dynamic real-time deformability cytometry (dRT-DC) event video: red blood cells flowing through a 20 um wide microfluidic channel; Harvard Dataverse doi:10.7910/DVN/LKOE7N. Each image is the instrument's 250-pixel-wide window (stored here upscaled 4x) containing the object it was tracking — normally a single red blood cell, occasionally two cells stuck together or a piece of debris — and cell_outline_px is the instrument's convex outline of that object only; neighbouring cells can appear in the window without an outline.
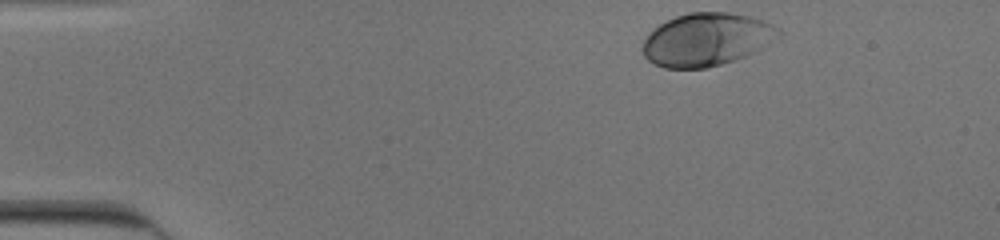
{"species": "human", "species_latin": "Homo sapiens", "temperature_condition": "cold", "stored_images_in_passage": 35, "camera_frame_rate_fps": 3000, "um_per_image_px": 0.085, "donor": {"sex": "male"}, "frame": {"image": 1, "passage_image": 1, "time_ms": 0.0, "image_size_px": [1000, 240], "cell_outline_px": [[784, 32], [780, 36], [752, 52], [744, 56], [720, 64], [704, 68], [664, 68], [652, 64], [644, 56], [644, 40], [648, 32], [652, 28], [676, 16], [688, 12], [728, 12], [748, 16], [772, 24], [780, 28]], "centroid_in_image_um": [60.03, 3.35], "position_along_channel_um": 25.0, "area_um2": 41.62}}
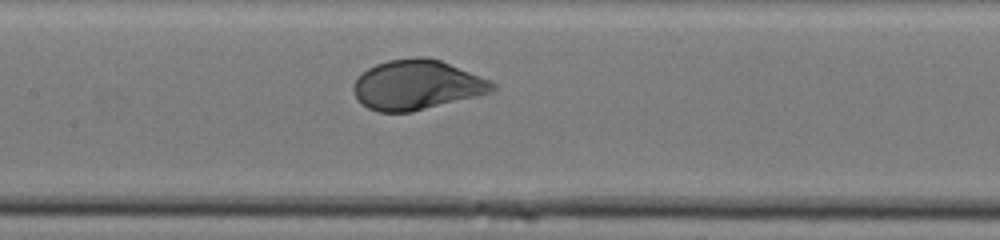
{"frame": {"image": 2, "passage_image": 19, "time_ms": 6.0, "image_size_px": [1000, 240], "cell_outline_px": [[496, 88], [492, 92], [412, 112], [380, 112], [368, 108], [356, 96], [352, 88], [352, 84], [368, 68], [376, 64], [388, 60], [416, 56], [424, 56], [440, 60], [480, 76], [496, 84]], "centroid_in_image_um": [35.43, 7.21], "position_along_channel_um": 172.0, "area_um2": 39.94}}
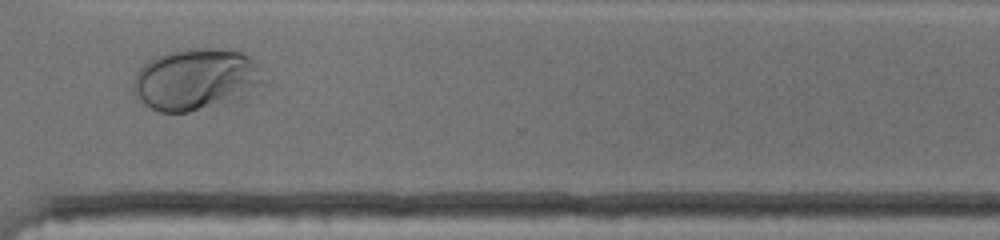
{"frame": {"image": 3, "passage_image": 33, "time_ms": 10.667, "image_size_px": [1000, 240], "cell_outline_px": [[268, 84], [236, 100], [188, 112], [160, 112], [144, 104], [132, 92], [132, 80], [136, 72], [148, 60], [156, 56], [168, 52], [188, 48], [220, 48], [240, 52], [248, 56], [256, 64], [268, 80]], "centroid_in_image_um": [16.67, 6.74], "position_along_channel_um": 353.9, "area_um2": 47.34}, "authors_computed_cell_mechanics": {"area_um2": 40.6334, "velocity_mm_per_s": 3.8987, "shape_relaxation_time_tau1_ms": 2.529, "shape_relaxation_time_tau2_ms": null, "deformation_change_tau1": 0.1547, "deformation_change_tau2": null}}